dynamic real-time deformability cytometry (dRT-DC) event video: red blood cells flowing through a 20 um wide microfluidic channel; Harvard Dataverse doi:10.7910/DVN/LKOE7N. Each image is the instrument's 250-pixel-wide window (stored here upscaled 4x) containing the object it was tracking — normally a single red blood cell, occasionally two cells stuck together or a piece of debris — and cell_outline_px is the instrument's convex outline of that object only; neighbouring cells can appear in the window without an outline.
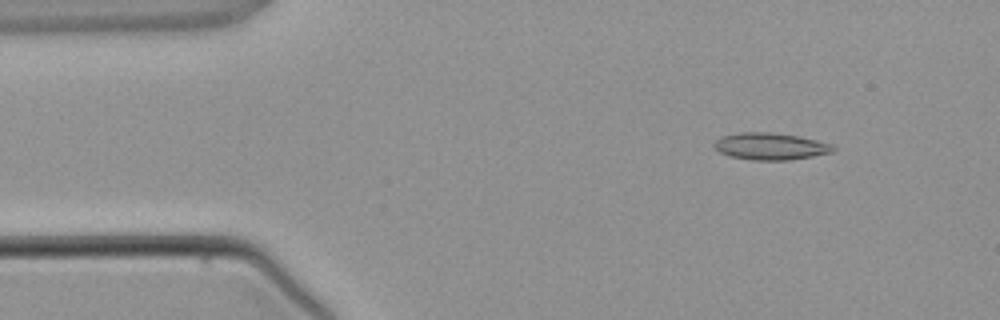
{"species": "common noctule bat (a hibernating species)", "species_latin": "Nyctalus noctula", "temperature_condition": "warm", "stored_images_in_passage": 3, "camera_frame_rate_fps": 3000, "um_per_image_px": 0.085, "animal": {"sex": "male", "body_mass_g": 21.5, "forearm_length_mm": 52.0}, "frame": {"image": 1, "passage_image": 1, "time_ms": 0.0, "image_size_px": [1000, 320], "cell_outline_px": [[836, 148], [832, 152], [812, 156], [788, 160], [752, 160], [728, 156], [720, 152], [712, 144], [720, 136], [740, 132], [772, 132], [800, 136], [832, 144]], "centroid_in_image_um": [65.46, 12.43], "position_along_channel_um": 19.5, "area_um2": 18.79}}
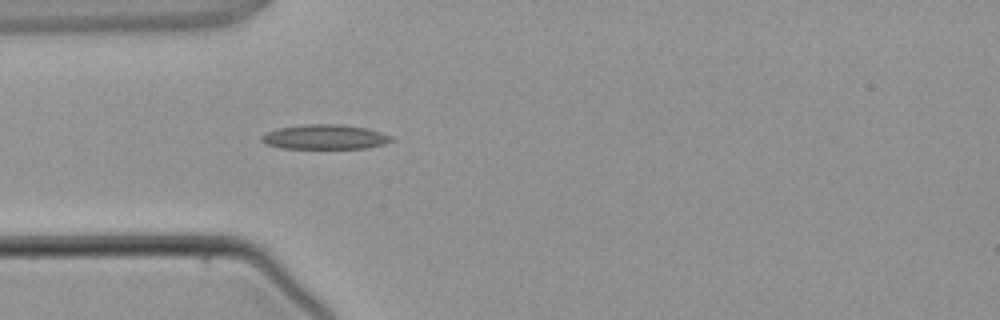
{"frame": {"image": 2, "passage_image": 3, "time_ms": 2.333, "image_size_px": [1000, 320], "cell_outline_px": [[392, 140], [384, 144], [364, 148], [284, 148], [264, 144], [260, 140], [260, 136], [268, 132], [280, 128], [304, 124], [340, 124], [368, 128], [392, 136]], "centroid_in_image_um": [27.6, 11.64], "position_along_channel_um": 57.4, "area_um2": 18.55}}